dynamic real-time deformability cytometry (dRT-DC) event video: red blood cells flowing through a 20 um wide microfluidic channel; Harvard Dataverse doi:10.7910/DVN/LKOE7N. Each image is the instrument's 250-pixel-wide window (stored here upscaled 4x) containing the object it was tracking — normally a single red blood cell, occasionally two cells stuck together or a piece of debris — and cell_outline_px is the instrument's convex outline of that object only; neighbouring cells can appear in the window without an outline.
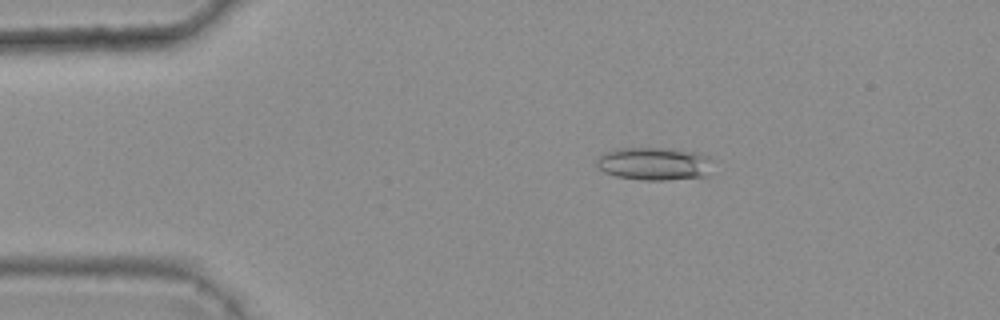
{"species": "common noctule bat (a hibernating species)", "species_latin": "Nyctalus noctula", "temperature_condition": "warm", "stored_images_in_passage": 7, "camera_frame_rate_fps": 3000, "um_per_image_px": 0.085, "animal": {"sex": "female", "body_mass_g": 25.1}, "frame": {"image": 1, "passage_image": 2, "time_ms": 0.333, "image_size_px": [1000, 320], "cell_outline_px": [[712, 160], [708, 176], [668, 180], [644, 180], [616, 176], [604, 172], [596, 168], [596, 160], [604, 152], [616, 148], [664, 148], [696, 152], [708, 156]], "centroid_in_image_um": [55.59, 13.92], "position_along_channel_um": 29.4, "area_um2": 22.48}}
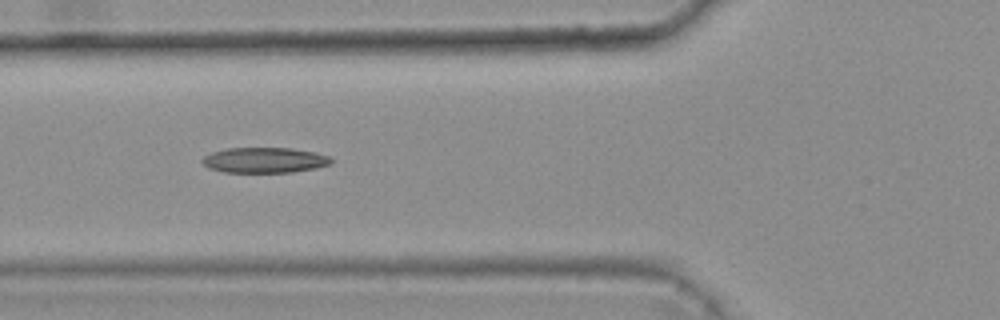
{"frame": {"image": 2, "passage_image": 5, "time_ms": 1.333, "image_size_px": [1000, 320], "cell_outline_px": [[332, 164], [316, 168], [292, 172], [224, 172], [208, 168], [200, 160], [204, 156], [212, 152], [224, 148], [292, 148], [316, 152], [328, 156], [332, 160]], "centroid_in_image_um": [22.48, 13.61], "position_along_channel_um": 103.3, "area_um2": 19.19}}
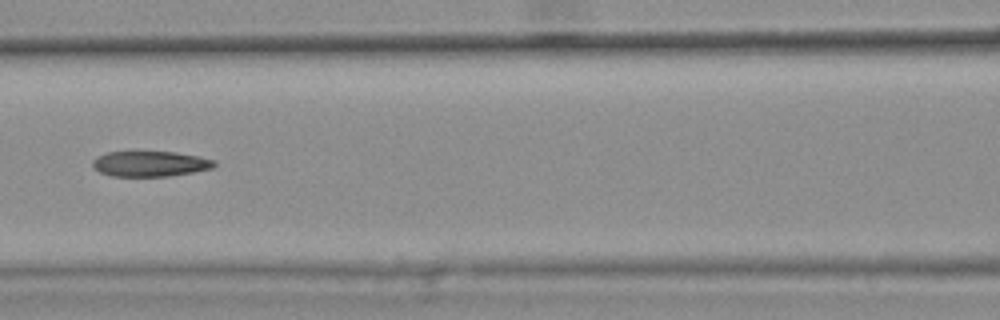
{"frame": {"image": 3, "passage_image": 6, "time_ms": 1.667, "image_size_px": [1000, 320], "cell_outline_px": [[216, 164], [212, 168], [192, 172], [168, 176], [112, 176], [100, 172], [92, 164], [92, 160], [96, 156], [108, 152], [176, 152], [200, 156], [216, 160]], "centroid_in_image_um": [12.78, 13.91], "position_along_channel_um": 153.8, "area_um2": 17.98}}